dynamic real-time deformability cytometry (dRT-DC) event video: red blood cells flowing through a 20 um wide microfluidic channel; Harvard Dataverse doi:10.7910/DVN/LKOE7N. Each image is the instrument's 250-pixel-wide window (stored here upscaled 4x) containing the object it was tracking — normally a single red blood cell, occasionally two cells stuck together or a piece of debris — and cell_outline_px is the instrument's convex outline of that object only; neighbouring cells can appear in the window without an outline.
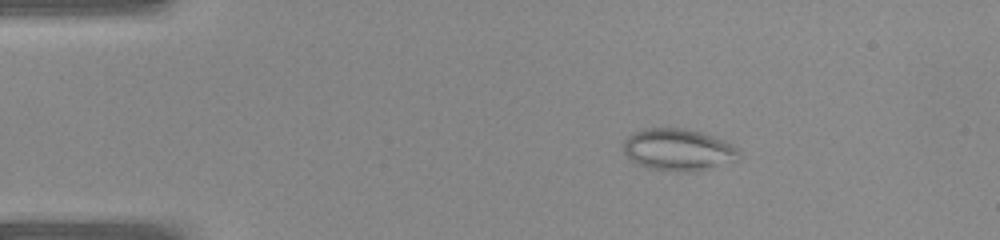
{"species": "common noctule bat (a hibernating species)", "species_latin": "Nyctalus noctula", "temperature_condition": "warm", "stored_images_in_passage": 36, "camera_frame_rate_fps": 3000, "um_per_image_px": 0.085, "animal": {"sex": "female", "body_mass_g": 22.0, "forearm_length_mm": 56.7}, "frame": {"image": 1, "passage_image": 3, "time_ms": 0.667, "image_size_px": [1000, 240], "cell_outline_px": [[740, 156], [736, 160], [696, 172], [676, 172], [648, 168], [636, 164], [624, 152], [624, 140], [632, 132], [644, 128], [684, 128], [700, 132], [724, 140], [740, 148]], "centroid_in_image_um": [57.65, 12.73], "position_along_channel_um": 27.3, "area_um2": 28.5}}
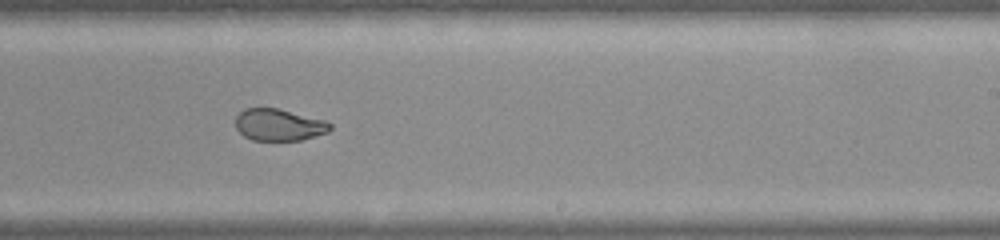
{"frame": {"image": 2, "passage_image": 21, "time_ms": 6.667, "image_size_px": [1000, 240], "cell_outline_px": [[332, 128], [328, 132], [300, 140], [252, 140], [244, 136], [236, 128], [236, 116], [244, 108], [276, 108], [328, 120], [332, 124]], "centroid_in_image_um": [23.73, 10.6], "position_along_channel_um": 265.3, "area_um2": 17.63}}
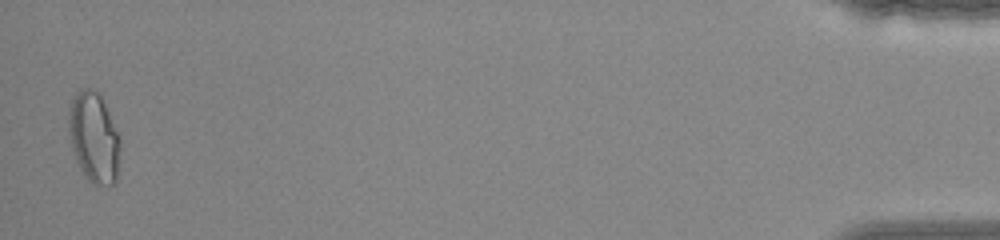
{"frame": {"image": 3, "passage_image": 36, "time_ms": 11.667, "image_size_px": [1000, 240], "cell_outline_px": [[120, 148], [116, 180], [112, 184], [92, 184], [84, 176], [76, 160], [72, 148], [68, 132], [68, 112], [72, 100], [76, 92], [80, 88], [96, 88], [100, 92], [120, 140]], "centroid_in_image_um": [7.96, 11.65], "position_along_channel_um": 427.2, "area_um2": 27.22}}